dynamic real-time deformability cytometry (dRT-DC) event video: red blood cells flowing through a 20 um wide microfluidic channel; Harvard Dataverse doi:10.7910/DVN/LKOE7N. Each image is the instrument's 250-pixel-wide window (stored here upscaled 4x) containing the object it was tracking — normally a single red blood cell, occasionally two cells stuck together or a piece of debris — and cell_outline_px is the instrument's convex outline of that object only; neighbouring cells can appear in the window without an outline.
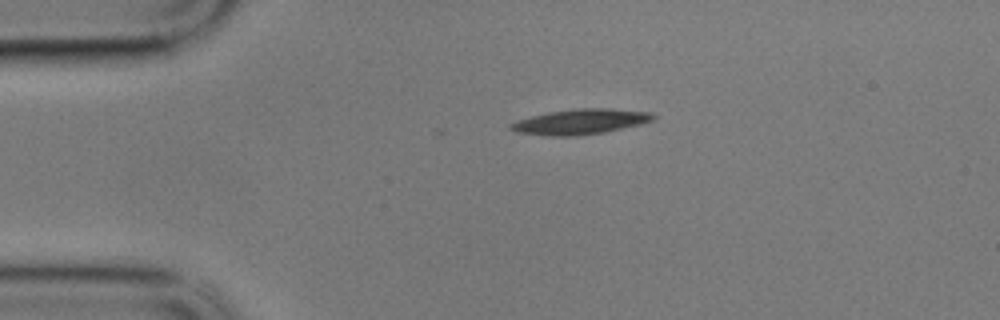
{"species": "common noctule bat (a hibernating species)", "species_latin": "Nyctalus noctula", "temperature_condition": "cold", "stored_images_in_passage": 36, "camera_frame_rate_fps": 3000, "um_per_image_px": 0.085, "animal": {"sex": "male", "body_mass_g": 17.9}, "frame": {"image": 1, "passage_image": 1, "time_ms": 0.0, "image_size_px": [1000, 320], "cell_outline_px": [[656, 116], [652, 120], [640, 124], [604, 132], [580, 136], [544, 136], [516, 132], [508, 128], [508, 124], [516, 120], [548, 112], [576, 108], [612, 108], [652, 112]], "centroid_in_image_um": [49.3, 10.34], "position_along_channel_um": 35.7, "area_um2": 21.21}}
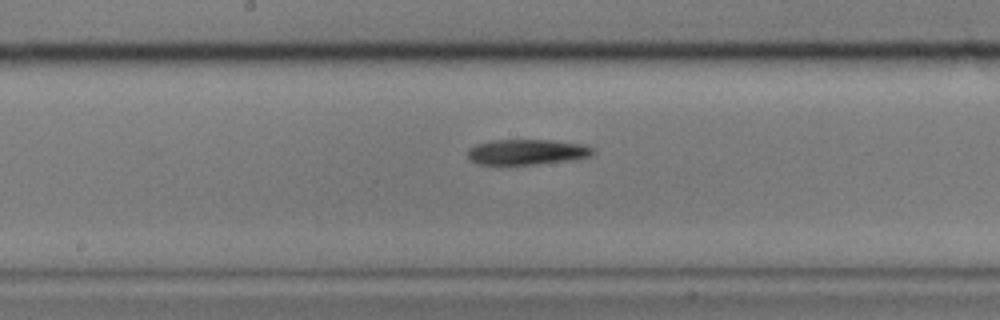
{"frame": {"image": 2, "passage_image": 19, "time_ms": 6.0, "image_size_px": [1000, 320], "cell_outline_px": [[596, 152], [592, 156], [572, 160], [536, 164], [476, 164], [468, 160], [468, 148], [476, 144], [492, 140], [552, 140], [580, 144], [592, 148]], "centroid_in_image_um": [44.77, 12.92], "position_along_channel_um": 203.4, "area_um2": 18.61}}
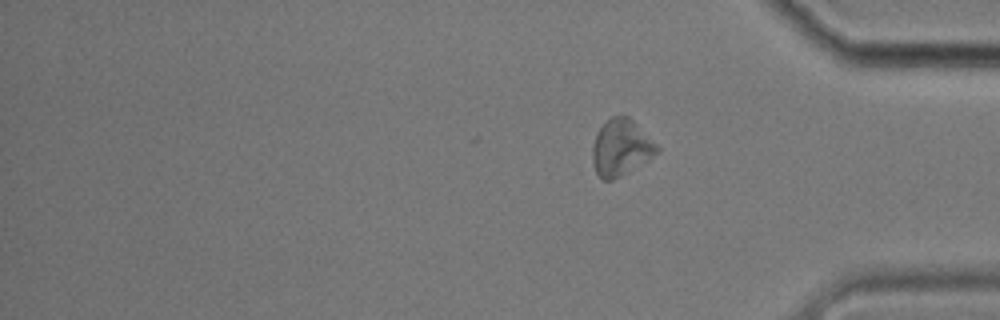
{"frame": {"image": 3, "passage_image": 36, "time_ms": 11.667, "image_size_px": [1000, 320], "cell_outline_px": [[660, 152], [620, 176], [612, 180], [604, 180], [596, 172], [592, 160], [592, 148], [596, 132], [612, 116], [628, 116], [660, 148]], "centroid_in_image_um": [52.77, 12.55], "position_along_channel_um": 382.4, "area_um2": 20.75}, "authors_computed_cell_mechanics": {"area_um2": 19.3341, "velocity_mm_per_s": 3.3578, "shape_relaxation_time_tau1_ms": 3.0702, "shape_relaxation_time_tau2_ms": null, "deformation_change_tau1": 0.138, "deformation_change_tau2": null}}